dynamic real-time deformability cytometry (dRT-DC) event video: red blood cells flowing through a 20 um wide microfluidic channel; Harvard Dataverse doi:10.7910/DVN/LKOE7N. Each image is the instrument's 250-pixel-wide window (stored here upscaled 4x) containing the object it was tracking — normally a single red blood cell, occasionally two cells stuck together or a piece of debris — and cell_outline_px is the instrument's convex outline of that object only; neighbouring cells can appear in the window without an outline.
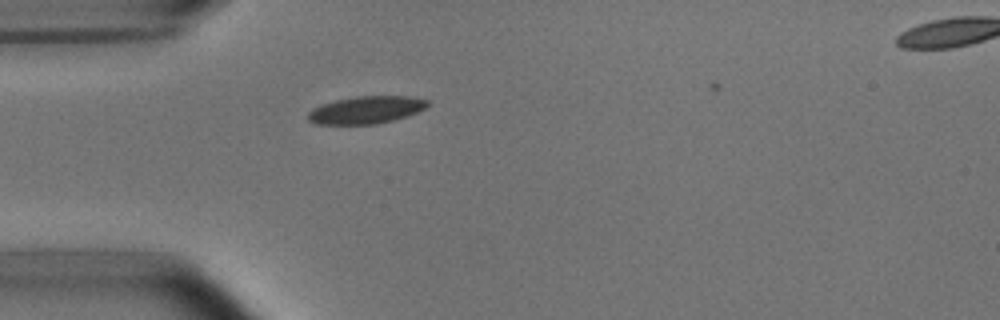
{"species": "common noctule bat (a hibernating species)", "species_latin": "Nyctalus noctula", "temperature_condition": "room temperature", "stored_images_in_passage": 2, "camera_frame_rate_fps": 3000, "um_per_image_px": 0.085, "animal": {"sex": "male", "body_mass_g": 15.6}, "frame": {"image": 1, "passage_image": 1, "time_ms": 0.0, "image_size_px": [1000, 320], "cell_outline_px": [[428, 104], [424, 108], [416, 112], [392, 120], [376, 124], [316, 124], [308, 120], [308, 112], [312, 108], [320, 104], [336, 100], [356, 96], [412, 96], [428, 100]], "centroid_in_image_um": [31.07, 9.33], "position_along_channel_um": 53.9, "area_um2": 19.02}}